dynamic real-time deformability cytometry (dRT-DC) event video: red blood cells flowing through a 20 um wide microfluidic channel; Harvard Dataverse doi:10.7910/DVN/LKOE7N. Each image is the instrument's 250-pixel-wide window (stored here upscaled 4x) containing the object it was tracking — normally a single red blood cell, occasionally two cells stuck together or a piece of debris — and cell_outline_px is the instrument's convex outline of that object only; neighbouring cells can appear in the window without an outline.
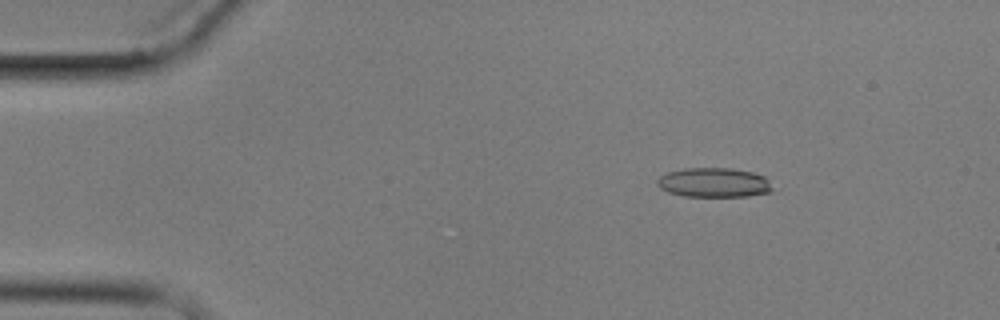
{"species": "common noctule bat (a hibernating species)", "species_latin": "Nyctalus noctula", "temperature_condition": "cold", "stored_images_in_passage": 6, "camera_frame_rate_fps": 3000, "um_per_image_px": 0.085, "animal": {"sex": "male", "body_mass_g": 17.9}, "frame": {"image": 1, "passage_image": 2, "time_ms": 1.333, "image_size_px": [1000, 320], "cell_outline_px": [[772, 192], [748, 196], [684, 196], [668, 192], [660, 188], [656, 184], [656, 180], [660, 176], [668, 172], [684, 168], [732, 168], [752, 172], [764, 176], [768, 180], [772, 188]], "centroid_in_image_um": [60.67, 15.51], "position_along_channel_um": 24.3, "area_um2": 19.83}}
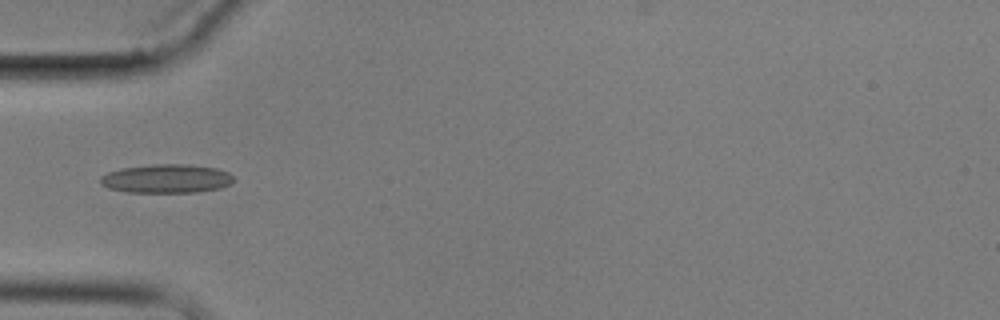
{"frame": {"image": 2, "passage_image": 5, "time_ms": 4.667, "image_size_px": [1000, 320], "cell_outline_px": [[232, 180], [228, 184], [220, 188], [196, 192], [128, 192], [108, 188], [100, 184], [100, 176], [108, 172], [120, 168], [152, 164], [188, 164], [216, 168], [228, 172], [232, 176]], "centroid_in_image_um": [14.1, 15.18], "position_along_channel_um": 70.9, "area_um2": 22.31}}
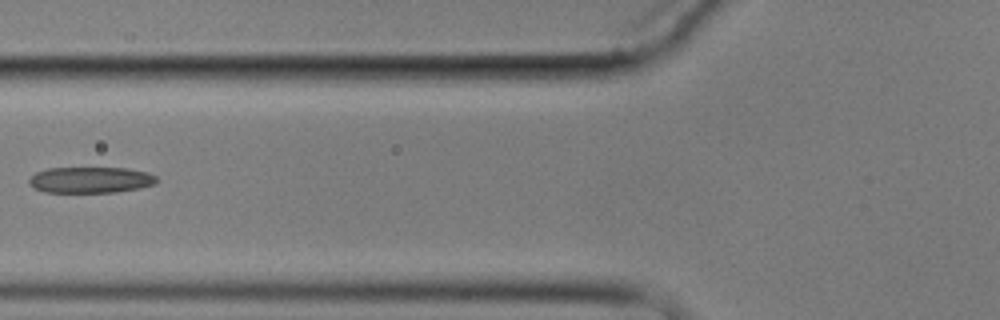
{"frame": {"image": 3, "passage_image": 6, "time_ms": 6.0, "image_size_px": [1000, 320], "cell_outline_px": [[160, 180], [156, 184], [140, 188], [116, 192], [44, 192], [32, 188], [28, 184], [28, 180], [36, 172], [48, 168], [128, 168], [148, 172], [156, 176]], "centroid_in_image_um": [7.72, 15.29], "position_along_channel_um": 118.1, "area_um2": 19.65}}